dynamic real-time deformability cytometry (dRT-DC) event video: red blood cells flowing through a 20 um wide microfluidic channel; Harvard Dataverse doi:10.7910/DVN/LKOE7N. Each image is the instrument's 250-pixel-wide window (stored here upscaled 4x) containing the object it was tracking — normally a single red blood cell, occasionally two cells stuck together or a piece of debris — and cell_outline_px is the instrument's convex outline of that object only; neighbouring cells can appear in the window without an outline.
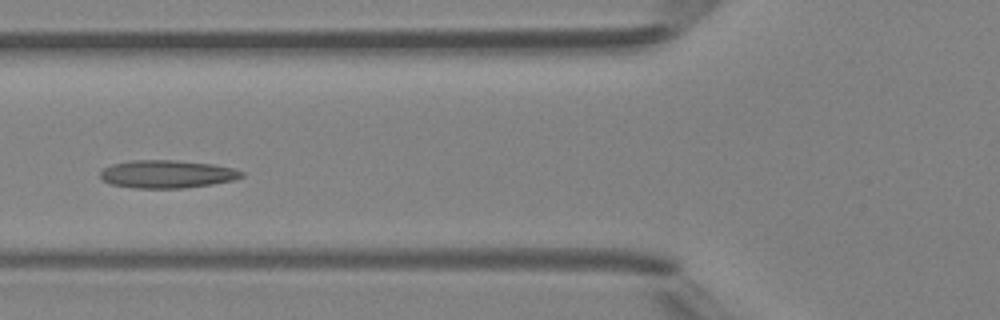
{"species": "Egyptian fruit bat (a non-hibernating species)", "species_latin": "Rousettus aegyptiacus", "temperature_condition": "room temperature", "stored_images_in_passage": 4, "camera_frame_rate_fps": 3000, "um_per_image_px": 0.085, "animal": {"sex": "female"}, "frame": {"image": 1, "passage_image": 4, "time_ms": 3.333, "image_size_px": [1000, 320], "cell_outline_px": [[244, 176], [232, 180], [212, 184], [184, 188], [136, 188], [112, 184], [104, 180], [100, 176], [100, 172], [104, 168], [112, 164], [132, 160], [172, 160], [212, 164], [232, 168], [244, 172]], "centroid_in_image_um": [14.2, 14.8], "position_along_channel_um": 111.6, "area_um2": 22.77}}